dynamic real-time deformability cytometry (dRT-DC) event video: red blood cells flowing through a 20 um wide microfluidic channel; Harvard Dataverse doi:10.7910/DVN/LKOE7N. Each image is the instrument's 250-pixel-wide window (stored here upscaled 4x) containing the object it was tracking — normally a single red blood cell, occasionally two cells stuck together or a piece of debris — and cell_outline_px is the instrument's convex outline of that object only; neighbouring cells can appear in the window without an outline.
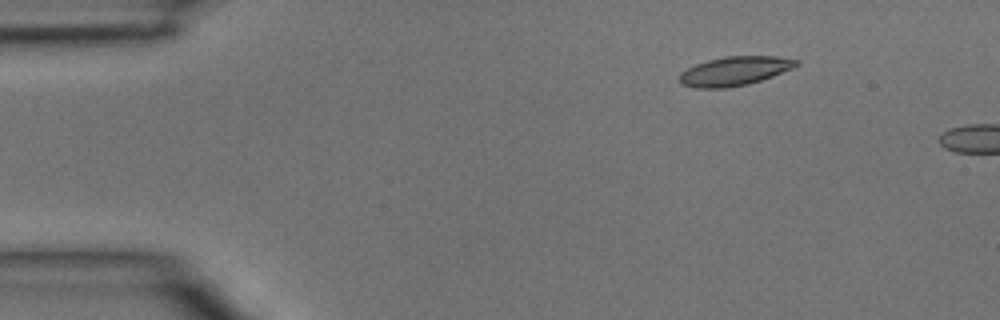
{"species": "common noctule bat (a hibernating species)", "species_latin": "Nyctalus noctula", "temperature_condition": "room temperature", "stored_images_in_passage": 2, "camera_frame_rate_fps": 3000, "um_per_image_px": 0.085, "animal": {"sex": "male", "body_mass_g": 15.6}, "frame": {"image": 1, "passage_image": 1, "time_ms": 0.0, "image_size_px": [1000, 320], "cell_outline_px": [[800, 64], [792, 68], [772, 76], [748, 84], [724, 88], [696, 88], [680, 84], [676, 80], [680, 72], [696, 64], [708, 60], [724, 56], [776, 56], [800, 60]], "centroid_in_image_um": [62.4, 6.04], "position_along_channel_um": 22.6, "area_um2": 19.88}}